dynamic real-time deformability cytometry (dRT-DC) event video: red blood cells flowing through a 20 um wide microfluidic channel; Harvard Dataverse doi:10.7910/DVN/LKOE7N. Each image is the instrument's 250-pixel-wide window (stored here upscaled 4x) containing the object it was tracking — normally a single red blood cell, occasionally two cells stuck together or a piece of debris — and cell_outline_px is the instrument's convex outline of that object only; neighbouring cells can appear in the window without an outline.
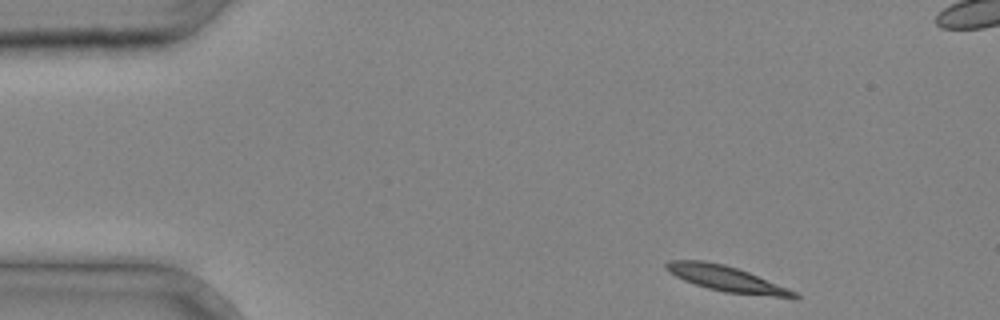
{"species": "common noctule bat (a hibernating species)", "species_latin": "Nyctalus noctula", "temperature_condition": "cold", "stored_images_in_passage": 33, "camera_frame_rate_fps": 3000, "um_per_image_px": 0.085, "animal": {"sex": "male", "body_mass_g": 20.4}, "frame": {"image": 1, "passage_image": 1, "time_ms": 0.0, "image_size_px": [1000, 320], "cell_outline_px": [[800, 296], [772, 296], [724, 292], [708, 288], [684, 280], [668, 272], [664, 268], [664, 264], [668, 260], [704, 260], [724, 264], [748, 272], [788, 288], [796, 292]], "centroid_in_image_um": [61.63, 23.66], "position_along_channel_um": 23.4, "area_um2": 18.61}}
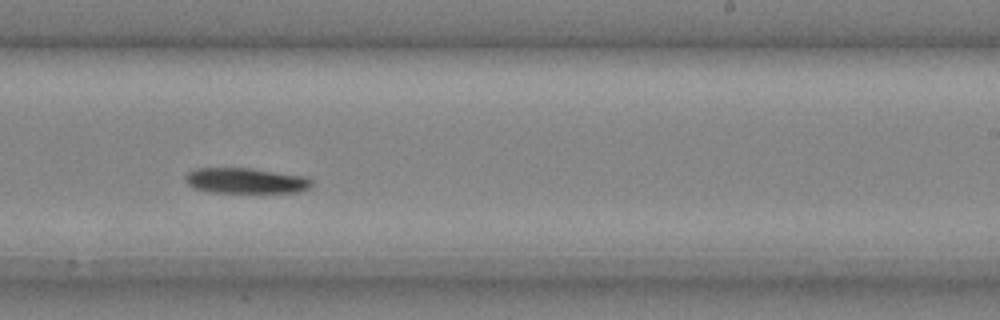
{"frame": {"image": 2, "passage_image": 20, "time_ms": 6.333, "image_size_px": [1000, 320], "cell_outline_px": [[312, 188], [300, 192], [260, 196], [208, 192], [196, 188], [188, 184], [184, 176], [188, 172], [196, 168], [252, 168], [308, 176], [312, 180]], "centroid_in_image_um": [21.01, 15.42], "position_along_channel_um": 268.0, "area_um2": 20.29}}
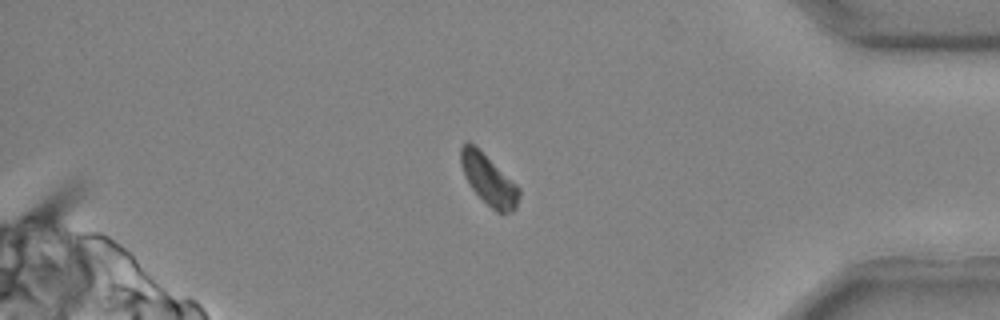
{"frame": {"image": 3, "passage_image": 29, "time_ms": 9.333, "image_size_px": [1000, 320], "cell_outline_px": [[520, 196], [516, 208], [512, 212], [496, 212], [468, 184], [464, 176], [460, 164], [460, 148], [468, 140], [476, 144], [520, 188]], "centroid_in_image_um": [41.52, 15.22], "position_along_channel_um": 393.7, "area_um2": 17.28}}